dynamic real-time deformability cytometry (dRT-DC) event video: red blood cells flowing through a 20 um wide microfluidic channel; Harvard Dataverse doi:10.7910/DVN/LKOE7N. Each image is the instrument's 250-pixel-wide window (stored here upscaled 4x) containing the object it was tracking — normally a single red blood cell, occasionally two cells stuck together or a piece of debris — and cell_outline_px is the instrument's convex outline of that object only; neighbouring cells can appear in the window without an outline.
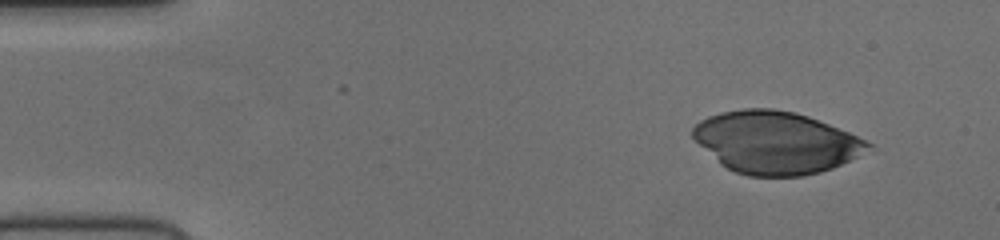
{"species": "human", "species_latin": "Homo sapiens", "temperature_condition": "cold", "stored_images_in_passage": 47, "camera_frame_rate_fps": 3000, "um_per_image_px": 0.085, "donor": {"sex": "female"}, "frame": {"image": 1, "passage_image": 1, "time_ms": 0.0, "image_size_px": [1000, 240], "cell_outline_px": [[872, 144], [848, 160], [832, 168], [820, 172], [800, 176], [748, 176], [736, 172], [720, 164], [692, 136], [692, 128], [700, 120], [708, 116], [720, 112], [744, 108], [776, 108], [796, 112], [808, 116], [848, 132]], "centroid_in_image_um": [65.87, 12.09], "position_along_channel_um": 19.1, "area_um2": 62.71}}